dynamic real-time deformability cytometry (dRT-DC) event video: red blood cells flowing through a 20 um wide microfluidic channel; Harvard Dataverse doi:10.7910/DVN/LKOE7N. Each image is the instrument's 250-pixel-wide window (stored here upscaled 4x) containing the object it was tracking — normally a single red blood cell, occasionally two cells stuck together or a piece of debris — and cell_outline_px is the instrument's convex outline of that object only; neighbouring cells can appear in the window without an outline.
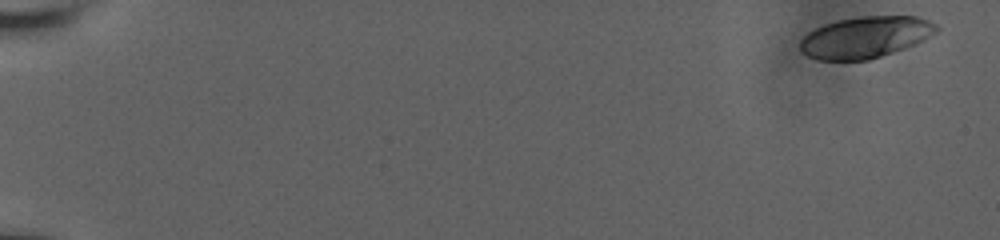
{"species": "human", "species_latin": "Homo sapiens", "temperature_condition": "room temperature", "stored_images_in_passage": 46, "camera_frame_rate_fps": 3000, "um_per_image_px": 0.085, "donor": {"sex": "male"}, "frame": {"image": 1, "passage_image": 1, "time_ms": 0.0, "image_size_px": [1000, 240], "cell_outline_px": [[940, 28], [936, 32], [924, 40], [904, 48], [868, 60], [820, 60], [808, 56], [800, 52], [800, 40], [808, 32], [824, 24], [840, 20], [864, 16], [916, 16], [928, 20], [936, 24]], "centroid_in_image_um": [73.55, 3.16], "position_along_channel_um": 11.4, "area_um2": 32.77}}
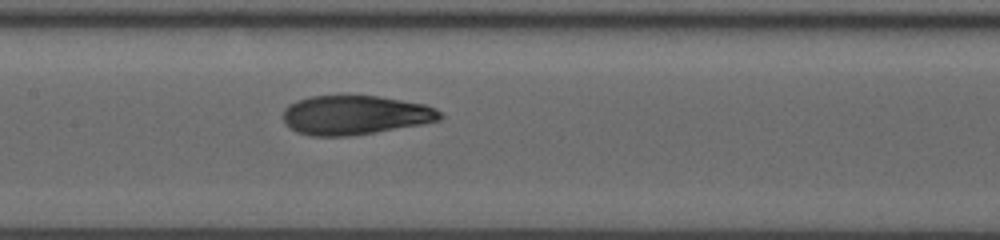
{"frame": {"image": 2, "passage_image": 24, "time_ms": 9.667, "image_size_px": [1000, 240], "cell_outline_px": [[444, 116], [440, 120], [424, 124], [348, 136], [312, 136], [296, 132], [288, 128], [284, 124], [284, 108], [288, 104], [296, 100], [312, 96], [380, 96], [424, 104], [436, 108]], "centroid_in_image_um": [30.17, 9.78], "position_along_channel_um": 177.2, "area_um2": 36.01}}
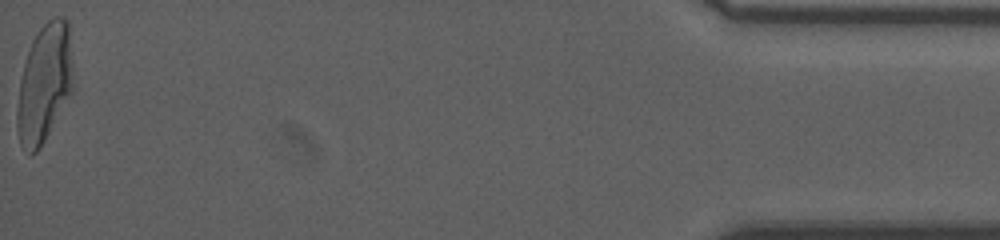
{"frame": {"image": 3, "passage_image": 46, "time_ms": 18.667, "image_size_px": [1000, 240], "cell_outline_px": [[72, 92], [44, 140], [36, 152], [32, 152], [20, 144], [16, 128], [16, 112], [20, 80], [24, 64], [32, 40], [36, 32], [52, 16], [60, 16], [68, 20], [72, 64]], "centroid_in_image_um": [3.77, 7.03], "position_along_channel_um": 431.4, "area_um2": 38.21}, "authors_computed_cell_mechanics": {"area_um2": 36.0094, "velocity_mm_per_s": 3.7795, "shape_relaxation_time_tau1_ms": 6.0224, "shape_relaxation_time_tau2_ms": 1.3035, "deformation_change_tau1": 0.207, "deformation_change_tau2": 0.0766}}